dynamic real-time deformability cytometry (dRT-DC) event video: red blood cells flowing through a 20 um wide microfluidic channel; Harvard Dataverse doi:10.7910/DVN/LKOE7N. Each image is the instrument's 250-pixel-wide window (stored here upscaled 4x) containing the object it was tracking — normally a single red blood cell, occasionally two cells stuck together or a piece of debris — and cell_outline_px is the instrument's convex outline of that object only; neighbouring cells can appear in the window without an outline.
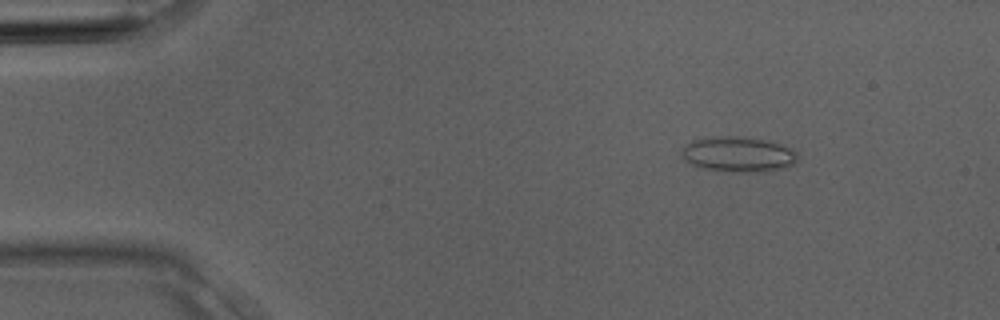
{"species": "Egyptian fruit bat (a non-hibernating species)", "species_latin": "Rousettus aegyptiacus", "temperature_condition": "room temperature", "stored_images_in_passage": 4, "camera_frame_rate_fps": 3000, "um_per_image_px": 0.085, "animal": {"sex": "male"}, "frame": {"image": 1, "passage_image": 2, "time_ms": 0.333, "image_size_px": [1000, 320], "cell_outline_px": [[796, 164], [764, 172], [732, 172], [700, 168], [692, 164], [684, 156], [684, 148], [692, 140], [704, 136], [736, 136], [768, 140], [788, 148], [796, 156]], "centroid_in_image_um": [62.73, 13.11], "position_along_channel_um": 22.3, "area_um2": 23.52}}